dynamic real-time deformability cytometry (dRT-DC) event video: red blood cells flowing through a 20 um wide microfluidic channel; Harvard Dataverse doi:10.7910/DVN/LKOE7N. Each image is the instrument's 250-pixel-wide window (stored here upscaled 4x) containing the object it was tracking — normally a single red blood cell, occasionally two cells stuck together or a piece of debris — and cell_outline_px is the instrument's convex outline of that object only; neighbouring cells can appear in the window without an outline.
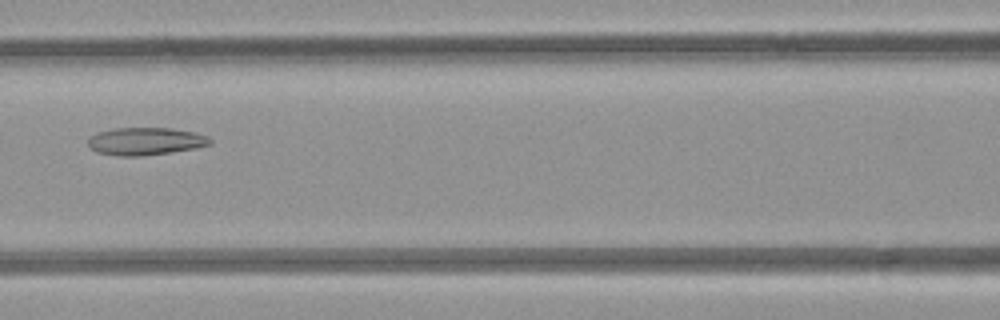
{"species": "common noctule bat (a hibernating species)", "species_latin": "Nyctalus noctula", "temperature_condition": "room temperature", "stored_images_in_passage": 6, "camera_frame_rate_fps": 3000, "um_per_image_px": 0.085, "animal": {"sex": "female", "body_mass_g": 21.9}, "frame": {"image": 1, "passage_image": 6, "time_ms": 6.667, "image_size_px": [1000, 320], "cell_outline_px": [[212, 144], [196, 148], [140, 156], [120, 156], [96, 152], [88, 144], [88, 140], [92, 136], [100, 132], [116, 128], [172, 128], [196, 132], [208, 136], [212, 140]], "centroid_in_image_um": [12.42, 12.0], "position_along_channel_um": 154.2, "area_um2": 19.48}}